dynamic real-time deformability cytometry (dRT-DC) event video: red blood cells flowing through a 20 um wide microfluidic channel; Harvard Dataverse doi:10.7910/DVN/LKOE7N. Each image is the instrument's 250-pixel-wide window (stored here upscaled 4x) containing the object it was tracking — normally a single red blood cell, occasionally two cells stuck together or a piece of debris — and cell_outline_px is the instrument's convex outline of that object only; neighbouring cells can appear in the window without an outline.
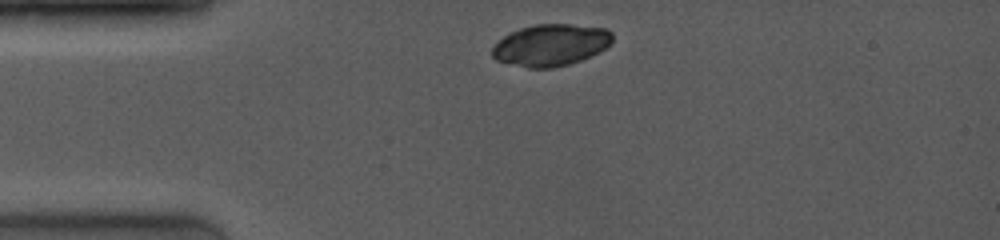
{"species": "common noctule bat (a hibernating species)", "species_latin": "Nyctalus noctula", "temperature_condition": "room temperature", "stored_images_in_passage": 2, "camera_frame_rate_fps": 4000, "um_per_image_px": 0.085, "animal": {"sex": "female", "body_mass_g": 19.0, "forearm_length_mm": 53.3}, "frame": {"image": 1, "passage_image": 1, "time_ms": 0.0, "image_size_px": [1000, 240], "cell_outline_px": [[612, 44], [600, 52], [580, 60], [568, 64], [552, 68], [528, 68], [496, 60], [492, 56], [492, 48], [504, 36], [520, 28], [532, 24], [568, 24], [604, 28], [612, 32]], "centroid_in_image_um": [46.83, 3.83], "position_along_channel_um": 38.2, "area_um2": 29.19}}